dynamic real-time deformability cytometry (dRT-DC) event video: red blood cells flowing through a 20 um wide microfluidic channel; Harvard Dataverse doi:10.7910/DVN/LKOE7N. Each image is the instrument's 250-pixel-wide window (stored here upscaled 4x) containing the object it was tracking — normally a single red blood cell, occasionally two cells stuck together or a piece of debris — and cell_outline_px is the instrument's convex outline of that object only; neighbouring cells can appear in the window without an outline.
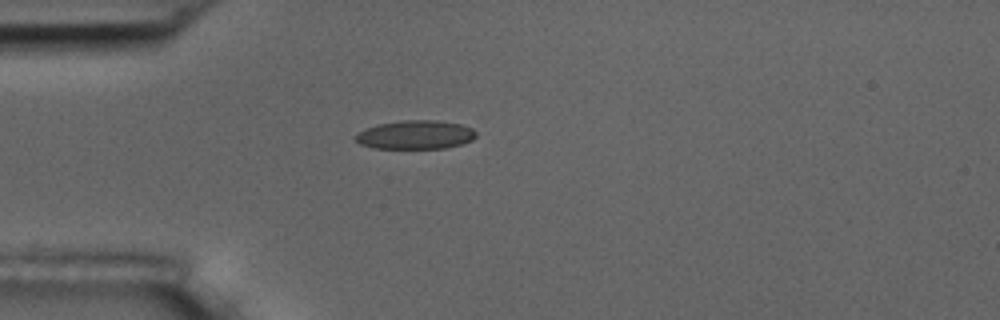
{"species": "common noctule bat (a hibernating species)", "species_latin": "Nyctalus noctula", "temperature_condition": "room temperature", "stored_images_in_passage": 1, "camera_frame_rate_fps": 3000, "um_per_image_px": 0.085, "animal": {"sex": "male", "body_mass_g": 17.5, "forearm_length_mm": 52.3}, "frame": {"image": 1, "passage_image": 1, "time_ms": 0.0, "image_size_px": [1000, 320], "cell_outline_px": [[476, 136], [472, 140], [460, 144], [444, 148], [372, 148], [360, 144], [356, 140], [356, 136], [360, 132], [376, 124], [404, 120], [436, 120], [460, 124], [472, 128], [476, 132]], "centroid_in_image_um": [35.33, 11.45], "position_along_channel_um": 49.7, "area_um2": 20.0}}